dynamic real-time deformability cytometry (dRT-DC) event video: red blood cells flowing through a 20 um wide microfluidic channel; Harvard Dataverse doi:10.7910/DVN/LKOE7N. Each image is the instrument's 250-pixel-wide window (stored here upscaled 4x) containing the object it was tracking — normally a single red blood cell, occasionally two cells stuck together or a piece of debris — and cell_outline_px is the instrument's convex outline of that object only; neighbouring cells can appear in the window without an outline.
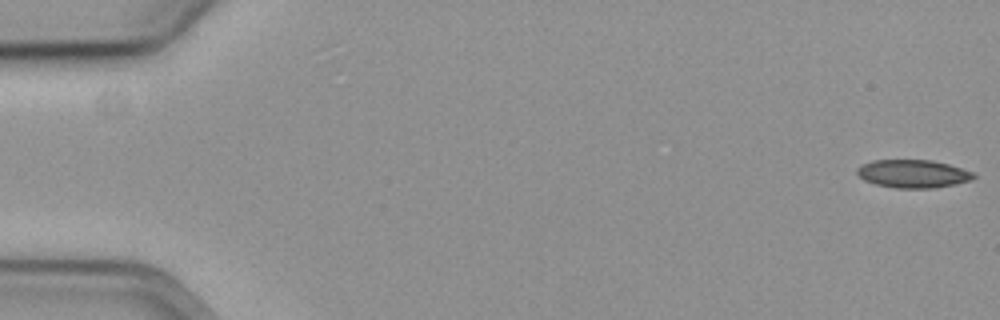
{"species": "common noctule bat (a hibernating species)", "species_latin": "Nyctalus noctula", "temperature_condition": "cold", "stored_images_in_passage": 15, "camera_frame_rate_fps": 3000, "um_per_image_px": 0.085, "animal": {"sex": "female", "body_mass_g": 19.3, "forearm_length_mm": 54.1}, "frame": {"image": 1, "passage_image": 1, "time_ms": 0.0, "image_size_px": [1000, 320], "cell_outline_px": [[976, 176], [972, 180], [956, 184], [936, 188], [892, 188], [876, 184], [864, 180], [856, 172], [856, 168], [872, 160], [932, 160], [948, 164], [972, 172]], "centroid_in_image_um": [77.61, 14.77], "position_along_channel_um": 7.4, "area_um2": 19.07}}
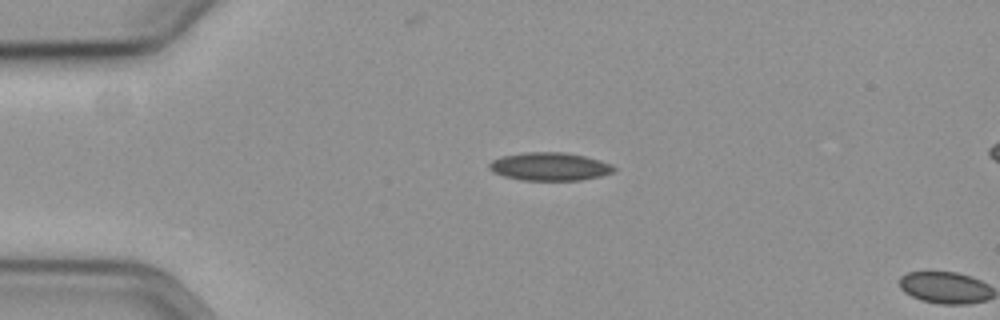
{"frame": {"image": 2, "passage_image": 14, "time_ms": 4.333, "image_size_px": [1000, 320], "cell_outline_px": [[616, 168], [612, 172], [600, 176], [580, 180], [520, 180], [504, 176], [492, 172], [488, 168], [488, 164], [492, 160], [500, 156], [524, 152], [564, 152], [584, 156], [600, 160], [612, 164]], "centroid_in_image_um": [46.68, 14.15], "position_along_channel_um": 38.3, "area_um2": 20.52}}